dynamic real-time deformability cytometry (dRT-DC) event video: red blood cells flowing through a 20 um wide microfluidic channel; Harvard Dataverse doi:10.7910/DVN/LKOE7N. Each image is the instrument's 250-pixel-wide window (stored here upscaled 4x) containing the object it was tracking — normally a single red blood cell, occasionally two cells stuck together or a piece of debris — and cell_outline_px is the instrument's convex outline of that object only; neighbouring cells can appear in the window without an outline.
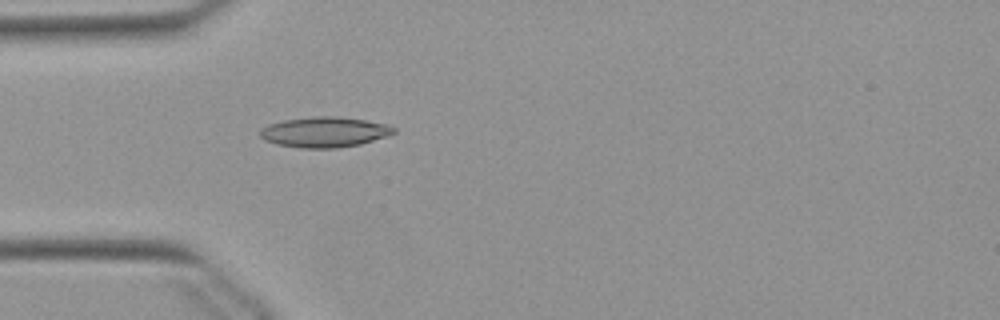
{"species": "Egyptian fruit bat (a non-hibernating species)", "species_latin": "Rousettus aegyptiacus", "temperature_condition": "warm", "stored_images_in_passage": 38, "camera_frame_rate_fps": 3000, "um_per_image_px": 0.085, "animal": {"sex": "female"}, "frame": {"image": 1, "passage_image": 1, "time_ms": 0.0, "image_size_px": [1000, 320], "cell_outline_px": [[396, 132], [388, 136], [360, 144], [336, 148], [300, 148], [276, 144], [264, 140], [260, 136], [260, 128], [268, 124], [284, 120], [312, 116], [336, 116], [364, 120], [388, 124], [396, 128]], "centroid_in_image_um": [27.58, 11.22], "position_along_channel_um": 57.4, "area_um2": 23.81}}
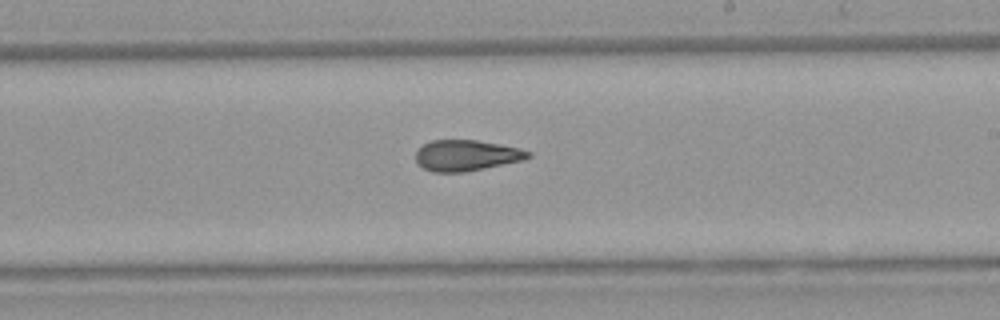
{"frame": {"image": 2, "passage_image": 16, "time_ms": 5.0, "image_size_px": [1000, 320], "cell_outline_px": [[532, 156], [524, 160], [464, 172], [432, 172], [424, 168], [416, 160], [416, 152], [424, 144], [432, 140], [476, 140], [500, 144], [520, 148], [532, 152]], "centroid_in_image_um": [39.68, 13.21], "position_along_channel_um": 249.3, "area_um2": 20.17}}
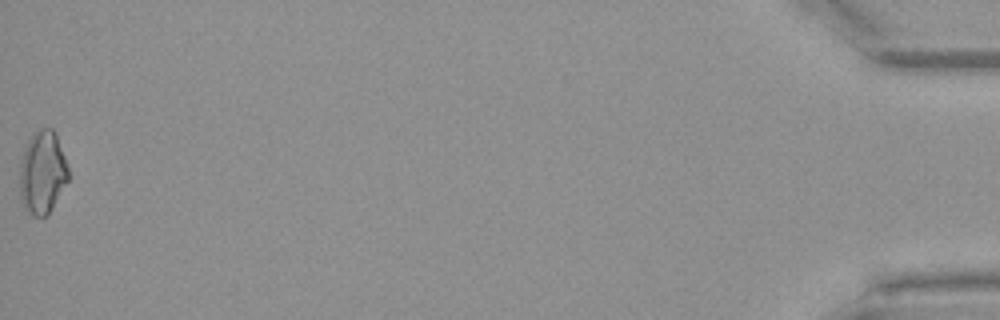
{"frame": {"image": 3, "passage_image": 38, "time_ms": 12.333, "image_size_px": [1000, 320], "cell_outline_px": [[68, 180], [52, 208], [44, 216], [32, 216], [28, 212], [20, 196], [20, 164], [24, 148], [32, 132], [40, 128], [52, 128], [56, 132], [68, 168]], "centroid_in_image_um": [3.6, 14.61], "position_along_channel_um": 431.6, "area_um2": 23.41}, "authors_computed_cell_mechanics": {"area_um2": 20.6924, "velocity_mm_per_s": 3.9045, "shape_relaxation_time_tau1_ms": null, "shape_relaxation_time_tau2_ms": 2.9403, "deformation_change_tau1": null, "deformation_change_tau2": 0.1043}}